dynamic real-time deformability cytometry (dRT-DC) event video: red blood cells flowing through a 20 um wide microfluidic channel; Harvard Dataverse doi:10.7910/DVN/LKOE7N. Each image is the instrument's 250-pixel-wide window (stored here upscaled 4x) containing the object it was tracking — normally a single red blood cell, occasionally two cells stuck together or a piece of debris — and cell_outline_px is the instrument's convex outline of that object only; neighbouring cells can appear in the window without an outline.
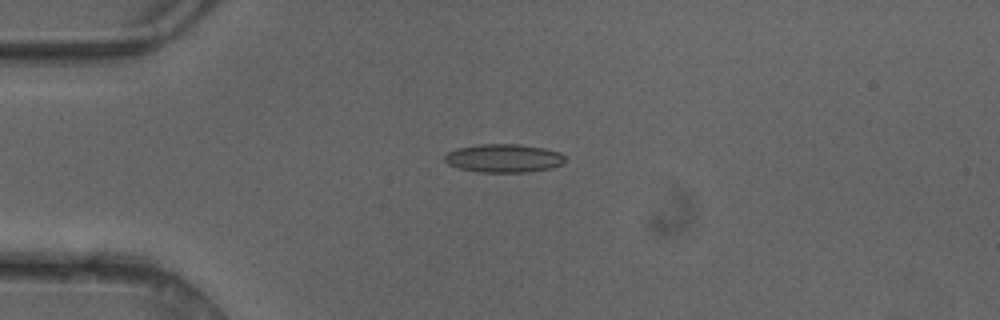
{"species": "common noctule bat (a hibernating species)", "species_latin": "Nyctalus noctula", "temperature_condition": "cold", "stored_images_in_passage": 7, "camera_frame_rate_fps": 3000, "um_per_image_px": 0.085, "animal": {"sex": "female"}, "frame": {"image": 1, "passage_image": 4, "time_ms": 1.0, "image_size_px": [1000, 320], "cell_outline_px": [[568, 160], [564, 164], [552, 168], [524, 172], [480, 172], [460, 168], [448, 164], [444, 160], [444, 156], [448, 152], [456, 148], [480, 144], [520, 144], [544, 148], [560, 152]], "centroid_in_image_um": [42.86, 13.44], "position_along_channel_um": 42.1, "area_um2": 20.06}}
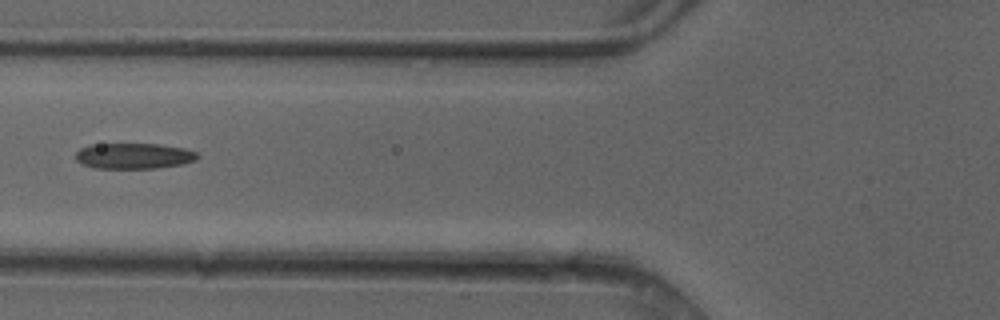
{"frame": {"image": 2, "passage_image": 6, "time_ms": 1.667, "image_size_px": [1000, 320], "cell_outline_px": [[200, 156], [196, 160], [180, 164], [156, 168], [96, 168], [80, 164], [76, 160], [76, 152], [80, 148], [88, 144], [160, 144], [184, 148], [196, 152]], "centroid_in_image_um": [11.35, 13.25], "position_along_channel_um": 114.5, "area_um2": 18.32}}
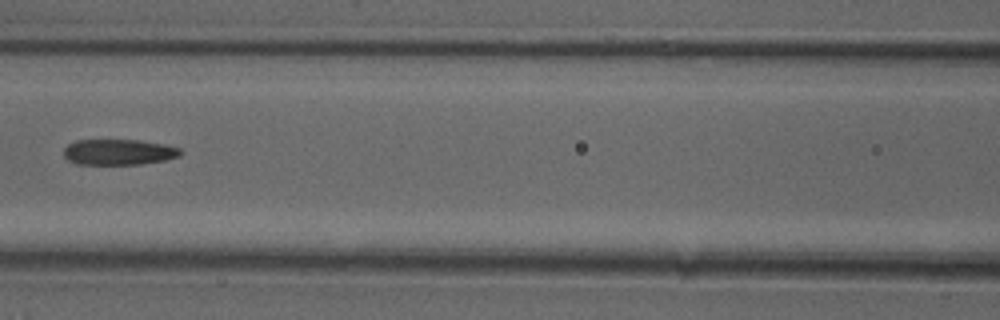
{"frame": {"image": 3, "passage_image": 7, "time_ms": 2.0, "image_size_px": [1000, 320], "cell_outline_px": [[180, 156], [164, 160], [140, 164], [76, 164], [68, 160], [64, 156], [64, 148], [68, 144], [76, 140], [140, 140], [164, 144], [180, 148]], "centroid_in_image_um": [10.06, 12.92], "position_along_channel_um": 156.5, "area_um2": 17.46}}